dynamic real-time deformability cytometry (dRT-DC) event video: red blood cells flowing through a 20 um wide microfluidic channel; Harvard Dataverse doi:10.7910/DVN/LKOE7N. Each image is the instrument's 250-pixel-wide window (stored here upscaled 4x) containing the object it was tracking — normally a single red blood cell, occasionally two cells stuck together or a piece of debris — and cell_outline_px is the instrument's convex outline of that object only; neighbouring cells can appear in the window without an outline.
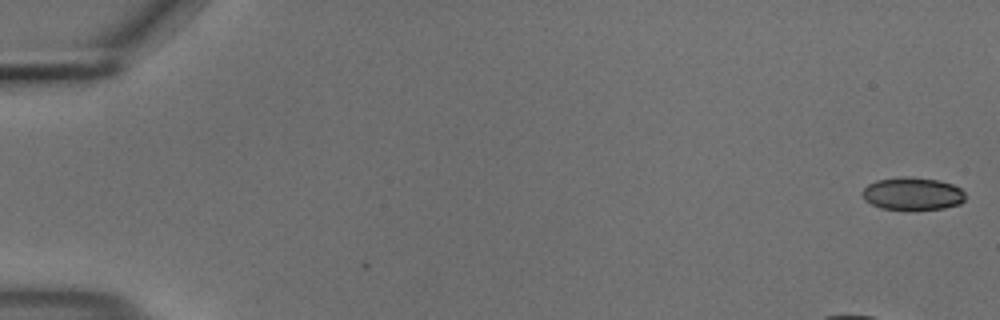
{"species": "common noctule bat (a hibernating species)", "species_latin": "Nyctalus noctula", "temperature_condition": "cold", "stored_images_in_passage": 3, "camera_frame_rate_fps": 3000, "um_per_image_px": 0.085, "animal": {"sex": "male", "body_mass_g": 18.8}, "frame": {"image": 1, "passage_image": 1, "time_ms": 0.0, "image_size_px": [1000, 320], "cell_outline_px": [[964, 200], [960, 204], [944, 208], [880, 208], [864, 200], [860, 192], [868, 184], [876, 180], [904, 176], [912, 176], [936, 180], [952, 184], [960, 188], [964, 192]], "centroid_in_image_um": [77.53, 16.43], "position_along_channel_um": 7.5, "area_um2": 19.36}}